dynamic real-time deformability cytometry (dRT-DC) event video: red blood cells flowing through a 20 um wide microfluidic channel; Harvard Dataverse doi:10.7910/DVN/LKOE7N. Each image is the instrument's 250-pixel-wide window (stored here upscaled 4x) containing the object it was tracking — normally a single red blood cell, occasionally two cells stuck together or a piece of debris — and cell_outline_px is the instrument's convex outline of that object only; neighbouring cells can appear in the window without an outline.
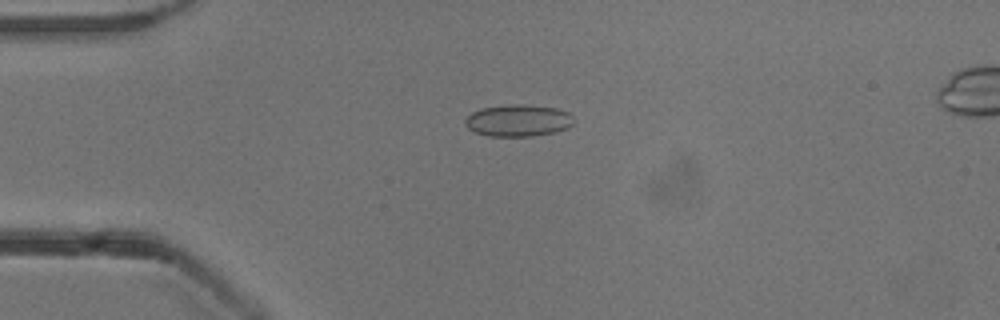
{"species": "common noctule bat (a hibernating species)", "species_latin": "Nyctalus noctula", "temperature_condition": "cold", "stored_images_in_passage": 43, "camera_frame_rate_fps": 3000, "um_per_image_px": 0.085, "animal": {"sex": "male", "body_mass_g": 13.3}, "frame": {"image": 1, "passage_image": 3, "time_ms": 0.667, "image_size_px": [1000, 320], "cell_outline_px": [[572, 124], [568, 128], [552, 132], [532, 136], [488, 136], [476, 132], [468, 128], [464, 124], [464, 120], [472, 112], [480, 108], [512, 104], [524, 104], [556, 108], [568, 112], [572, 116]], "centroid_in_image_um": [44.02, 10.23], "position_along_channel_um": 41.0, "area_um2": 20.11}}
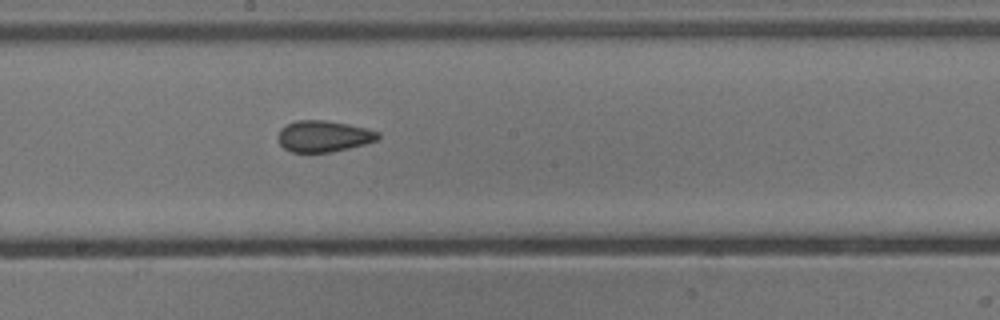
{"frame": {"image": 2, "passage_image": 19, "time_ms": 6.0, "image_size_px": [1000, 320], "cell_outline_px": [[380, 136], [376, 140], [364, 144], [348, 148], [328, 152], [292, 152], [284, 148], [280, 144], [276, 136], [280, 128], [296, 120], [324, 120], [348, 124], [368, 128], [380, 132]], "centroid_in_image_um": [27.48, 11.57], "position_along_channel_um": 220.7, "area_um2": 18.26}}
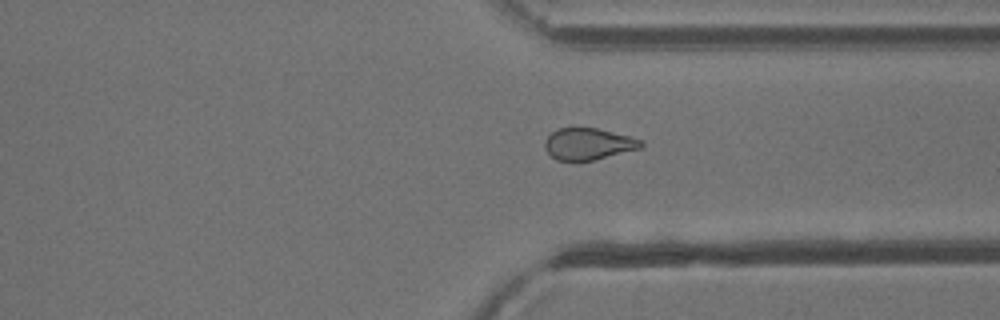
{"frame": {"image": 3, "passage_image": 30, "time_ms": 9.667, "image_size_px": [1000, 320], "cell_outline_px": [[644, 144], [640, 148], [592, 160], [556, 160], [544, 148], [544, 140], [552, 132], [560, 128], [596, 128], [628, 136], [640, 140]], "centroid_in_image_um": [49.96, 12.23], "position_along_channel_um": 361.4, "area_um2": 17.34}, "authors_computed_cell_mechanics": {"area_um2": 18.9584, "velocity_mm_per_s": 3.8613, "shape_relaxation_time_tau1_ms": null, "shape_relaxation_time_tau2_ms": 1.6648, "deformation_change_tau1": null, "deformation_change_tau2": 0.0718}}